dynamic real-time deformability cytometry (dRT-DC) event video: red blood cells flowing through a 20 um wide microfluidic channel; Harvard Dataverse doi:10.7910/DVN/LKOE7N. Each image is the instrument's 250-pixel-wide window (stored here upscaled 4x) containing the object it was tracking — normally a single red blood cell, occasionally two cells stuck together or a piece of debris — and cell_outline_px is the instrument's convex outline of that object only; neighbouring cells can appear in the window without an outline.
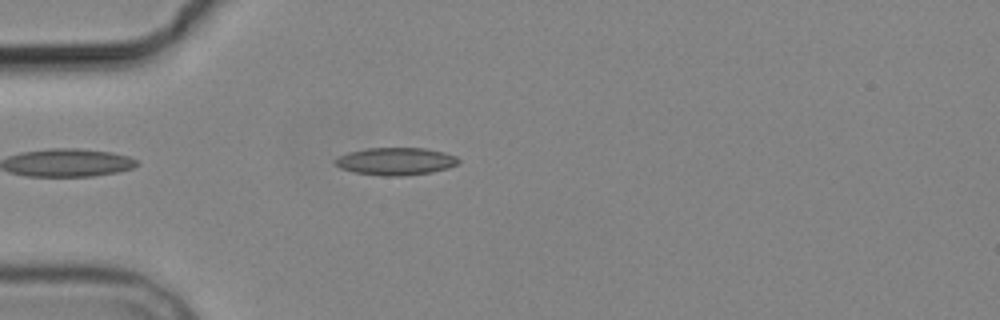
{"species": "common noctule bat (a hibernating species)", "species_latin": "Nyctalus noctula", "temperature_condition": "cold", "stored_images_in_passage": 2, "camera_frame_rate_fps": 3000, "um_per_image_px": 0.085, "animal": {"sex": "male", "body_mass_g": 19.2, "forearm_length_mm": 51.8}, "frame": {"image": 1, "passage_image": 1, "time_ms": 0.0, "image_size_px": [1000, 320], "cell_outline_px": [[460, 160], [456, 164], [448, 168], [432, 172], [400, 176], [384, 176], [352, 172], [340, 168], [332, 160], [348, 152], [368, 148], [424, 148], [444, 152], [456, 156]], "centroid_in_image_um": [33.62, 13.71], "position_along_channel_um": 51.4, "area_um2": 19.77}}